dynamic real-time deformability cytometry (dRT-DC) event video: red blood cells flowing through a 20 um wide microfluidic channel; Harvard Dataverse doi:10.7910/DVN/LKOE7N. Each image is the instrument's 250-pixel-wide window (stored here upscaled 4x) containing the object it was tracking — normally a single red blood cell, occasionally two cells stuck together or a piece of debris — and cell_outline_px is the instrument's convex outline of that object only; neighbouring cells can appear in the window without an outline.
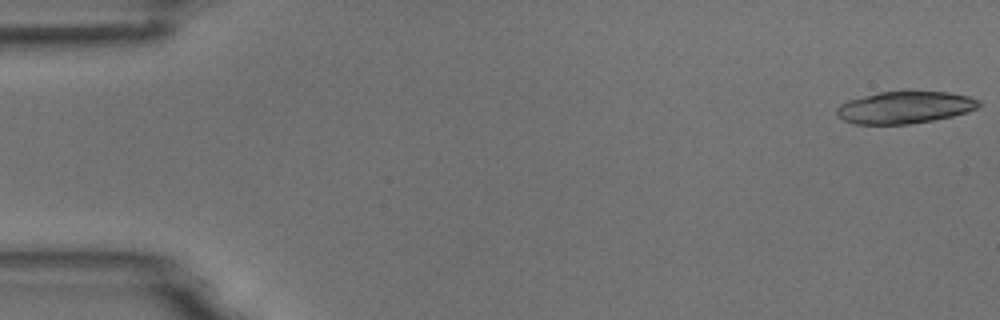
{"species": "common noctule bat (a hibernating species)", "species_latin": "Nyctalus noctula", "temperature_condition": "room temperature", "stored_images_in_passage": 41, "camera_frame_rate_fps": 3000, "um_per_image_px": 0.085, "animal": {"sex": "male", "body_mass_g": 18.8}, "frame": {"image": 1, "passage_image": 1, "time_ms": 0.0, "image_size_px": [1000, 320], "cell_outline_px": [[980, 104], [976, 108], [968, 112], [952, 116], [932, 120], [908, 124], [856, 124], [844, 120], [836, 112], [836, 108], [840, 104], [848, 100], [880, 92], [904, 88], [908, 88], [948, 92], [968, 96], [980, 100]], "centroid_in_image_um": [76.94, 9.08], "position_along_channel_um": 8.1, "area_um2": 27.28}}
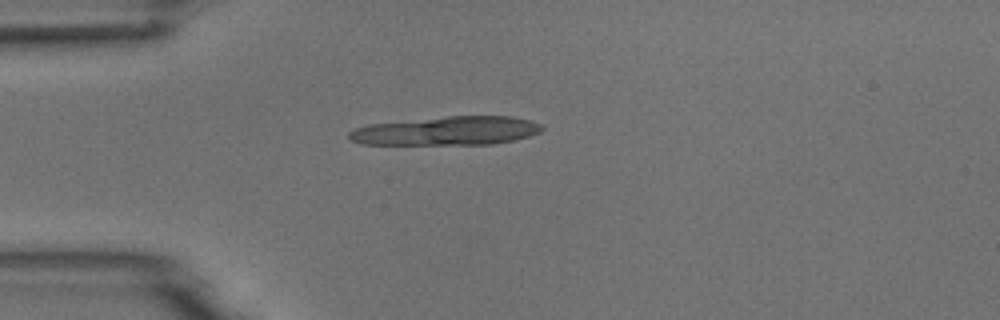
{"frame": {"image": 2, "passage_image": 14, "time_ms": 4.333, "image_size_px": [1000, 320], "cell_outline_px": [[544, 128], [540, 132], [528, 136], [512, 140], [492, 144], [360, 144], [352, 140], [348, 136], [348, 132], [356, 128], [368, 124], [448, 116], [508, 116], [528, 120], [540, 124]], "centroid_in_image_um": [37.95, 11.12], "position_along_channel_um": 47.1, "area_um2": 32.02}}